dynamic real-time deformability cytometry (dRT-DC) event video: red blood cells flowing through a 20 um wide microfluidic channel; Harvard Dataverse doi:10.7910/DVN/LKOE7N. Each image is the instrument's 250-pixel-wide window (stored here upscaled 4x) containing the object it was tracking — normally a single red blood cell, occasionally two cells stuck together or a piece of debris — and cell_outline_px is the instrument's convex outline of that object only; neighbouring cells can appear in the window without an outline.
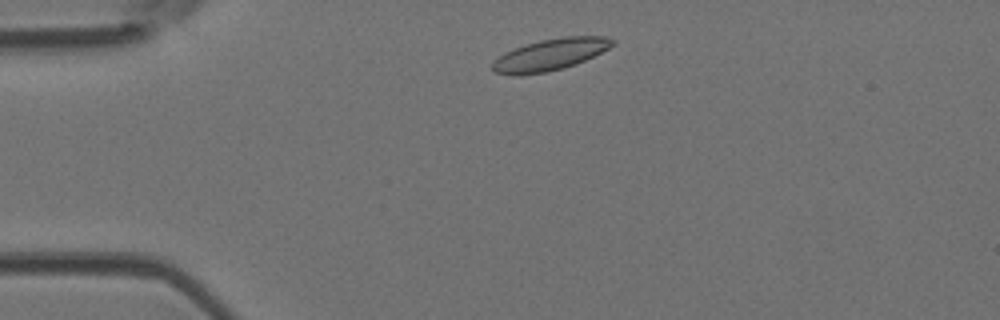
{"species": "Egyptian fruit bat (a non-hibernating species)", "species_latin": "Rousettus aegyptiacus", "temperature_condition": "room temperature", "stored_images_in_passage": 41, "camera_frame_rate_fps": 3000, "um_per_image_px": 0.085, "animal": {"sex": "female"}, "frame": {"image": 1, "passage_image": 3, "time_ms": 0.667, "image_size_px": [1000, 320], "cell_outline_px": [[616, 44], [576, 64], [564, 68], [548, 72], [520, 76], [512, 76], [492, 72], [492, 60], [504, 52], [540, 40], [564, 36], [604, 36], [616, 40]], "centroid_in_image_um": [46.72, 4.66], "position_along_channel_um": 38.3, "area_um2": 22.37}}
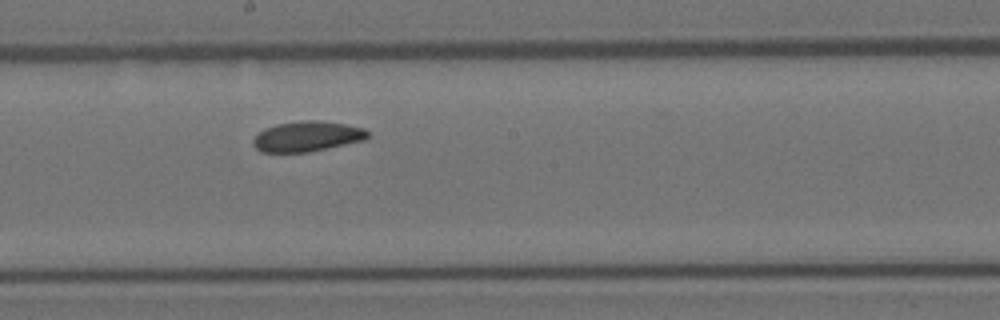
{"frame": {"image": 2, "passage_image": 19, "time_ms": 6.0, "image_size_px": [1000, 320], "cell_outline_px": [[372, 136], [364, 140], [308, 152], [260, 152], [252, 144], [252, 140], [264, 128], [276, 124], [300, 120], [316, 120], [344, 124], [364, 128], [372, 132]], "centroid_in_image_um": [26.13, 11.59], "position_along_channel_um": 222.1, "area_um2": 20.35}}
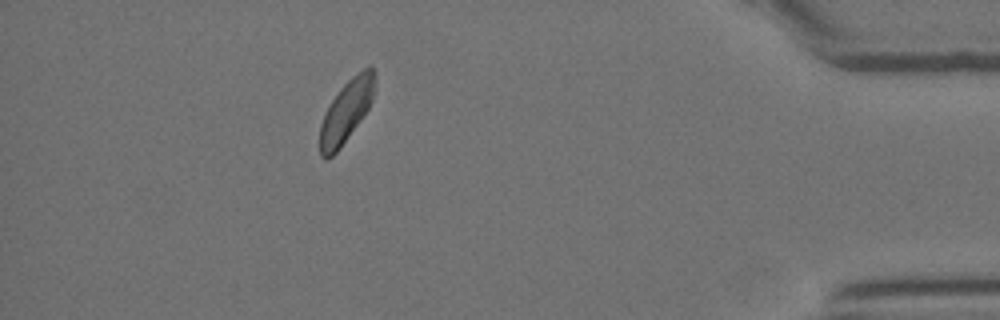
{"frame": {"image": 3, "passage_image": 36, "time_ms": 11.667, "image_size_px": [1000, 320], "cell_outline_px": [[376, 84], [372, 100], [368, 108], [360, 120], [340, 148], [328, 160], [324, 160], [320, 156], [320, 124], [332, 100], [340, 88], [352, 76], [364, 68], [372, 64], [376, 72]], "centroid_in_image_um": [29.46, 9.43], "position_along_channel_um": 405.7, "area_um2": 19.88}, "authors_computed_cell_mechanics": {"area_um2": 20.6924, "velocity_mm_per_s": 4.1111, "shape_relaxation_time_tau1_ms": 3.0758, "shape_relaxation_time_tau2_ms": 2.6717, "deformation_change_tau1": 0.0665, "deformation_change_tau2": 0.0636}}